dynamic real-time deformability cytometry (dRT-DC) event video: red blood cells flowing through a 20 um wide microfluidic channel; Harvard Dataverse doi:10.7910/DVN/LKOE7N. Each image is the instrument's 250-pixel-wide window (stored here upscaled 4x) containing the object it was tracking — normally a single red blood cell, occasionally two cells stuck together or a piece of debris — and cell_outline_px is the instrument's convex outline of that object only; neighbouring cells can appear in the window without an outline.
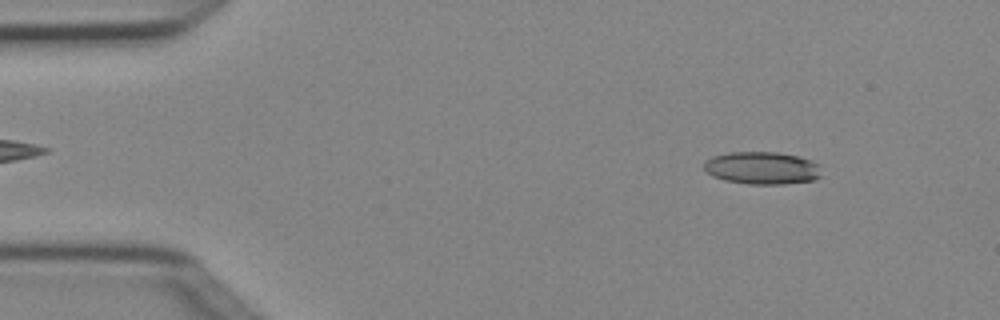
{"species": "Egyptian fruit bat (a non-hibernating species)", "species_latin": "Rousettus aegyptiacus", "temperature_condition": "cold", "stored_images_in_passage": 4, "camera_frame_rate_fps": 3000, "um_per_image_px": 0.085, "animal": {"sex": "female"}, "frame": {"image": 1, "passage_image": 1, "time_ms": 0.0, "image_size_px": [1000, 320], "cell_outline_px": [[820, 176], [816, 180], [784, 184], [748, 184], [724, 180], [712, 176], [704, 168], [704, 160], [712, 156], [728, 152], [776, 152], [796, 156], [812, 160], [820, 164]], "centroid_in_image_um": [64.78, 14.28], "position_along_channel_um": 20.2, "area_um2": 22.48}}
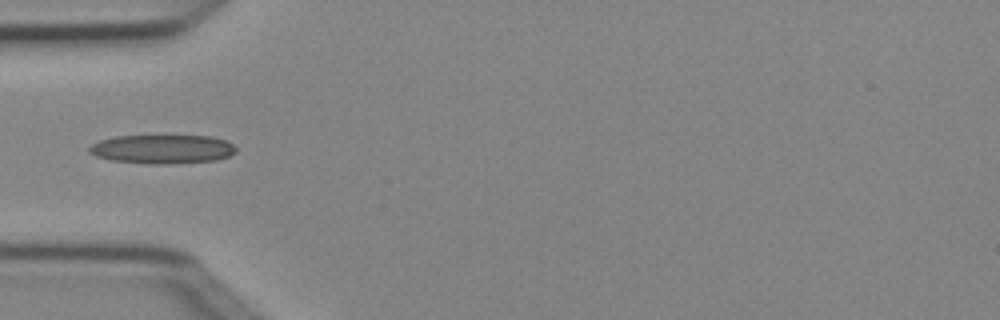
{"frame": {"image": 2, "passage_image": 3, "time_ms": 0.667, "image_size_px": [1000, 320], "cell_outline_px": [[236, 152], [228, 156], [216, 160], [164, 164], [148, 164], [112, 160], [96, 156], [88, 152], [88, 148], [92, 144], [100, 140], [116, 136], [212, 136], [224, 140], [232, 144], [236, 148]], "centroid_in_image_um": [13.79, 12.67], "position_along_channel_um": 71.2, "area_um2": 24.62}}
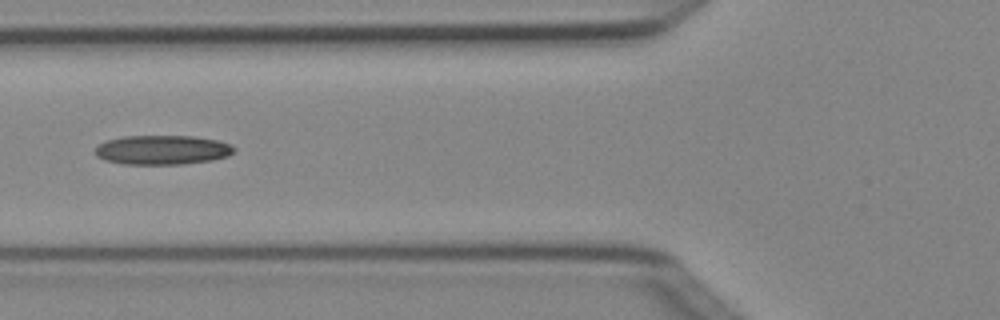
{"frame": {"image": 3, "passage_image": 4, "time_ms": 1.0, "image_size_px": [1000, 320], "cell_outline_px": [[236, 152], [228, 156], [212, 160], [184, 164], [124, 164], [104, 160], [96, 156], [96, 148], [100, 144], [108, 140], [124, 136], [192, 136], [216, 140], [228, 144], [236, 148]], "centroid_in_image_um": [13.82, 12.75], "position_along_channel_um": 112.0, "area_um2": 23.7}}